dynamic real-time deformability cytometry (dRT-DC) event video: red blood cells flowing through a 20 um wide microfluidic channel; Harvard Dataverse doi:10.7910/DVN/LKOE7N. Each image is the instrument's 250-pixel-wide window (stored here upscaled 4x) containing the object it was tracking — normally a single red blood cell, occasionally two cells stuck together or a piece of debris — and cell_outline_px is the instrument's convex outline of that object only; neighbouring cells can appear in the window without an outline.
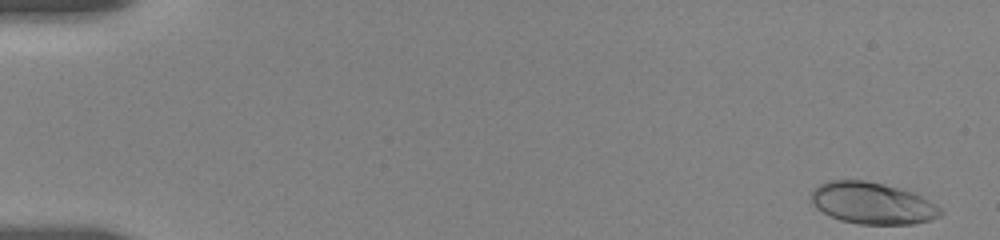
{"species": "human", "species_latin": "Homo sapiens", "temperature_condition": "room temperature", "stored_images_in_passage": 8, "camera_frame_rate_fps": 3000, "um_per_image_px": 0.085, "donor": {"sex": "female"}, "frame": {"image": 1, "passage_image": 1, "time_ms": 0.0, "image_size_px": [1000, 240], "cell_outline_px": [[944, 212], [940, 216], [928, 220], [912, 224], [860, 224], [840, 220], [816, 208], [812, 204], [812, 192], [820, 184], [828, 180], [864, 180], [884, 184], [912, 192], [936, 204]], "centroid_in_image_um": [74.16, 17.27], "position_along_channel_um": 10.8, "area_um2": 31.15}}
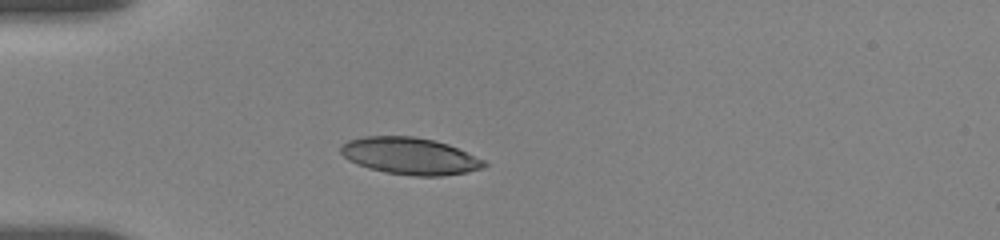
{"frame": {"image": 2, "passage_image": 6, "time_ms": 4.667, "image_size_px": [1000, 240], "cell_outline_px": [[488, 164], [484, 168], [468, 172], [440, 176], [416, 176], [384, 172], [368, 168], [356, 164], [348, 160], [340, 152], [340, 148], [348, 140], [364, 136], [416, 136], [448, 144], [484, 160]], "centroid_in_image_um": [34.84, 13.26], "position_along_channel_um": 50.2, "area_um2": 30.87}}
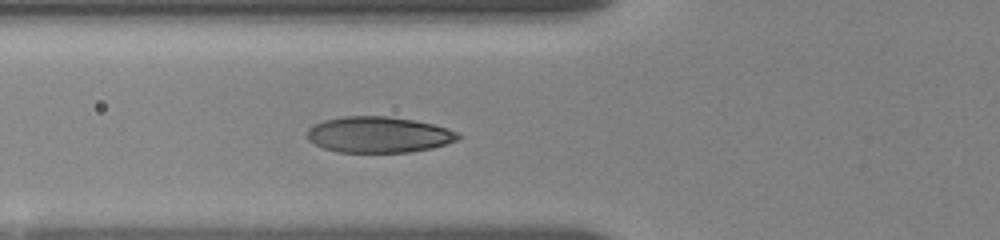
{"frame": {"image": 3, "passage_image": 8, "time_ms": 6.333, "image_size_px": [1000, 240], "cell_outline_px": [[464, 136], [456, 140], [432, 148], [408, 152], [340, 152], [324, 148], [308, 140], [308, 128], [312, 124], [324, 120], [344, 116], [388, 116], [412, 120], [432, 124], [448, 128], [460, 132]], "centroid_in_image_um": [32.2, 11.44], "position_along_channel_um": 93.6, "area_um2": 31.67}}